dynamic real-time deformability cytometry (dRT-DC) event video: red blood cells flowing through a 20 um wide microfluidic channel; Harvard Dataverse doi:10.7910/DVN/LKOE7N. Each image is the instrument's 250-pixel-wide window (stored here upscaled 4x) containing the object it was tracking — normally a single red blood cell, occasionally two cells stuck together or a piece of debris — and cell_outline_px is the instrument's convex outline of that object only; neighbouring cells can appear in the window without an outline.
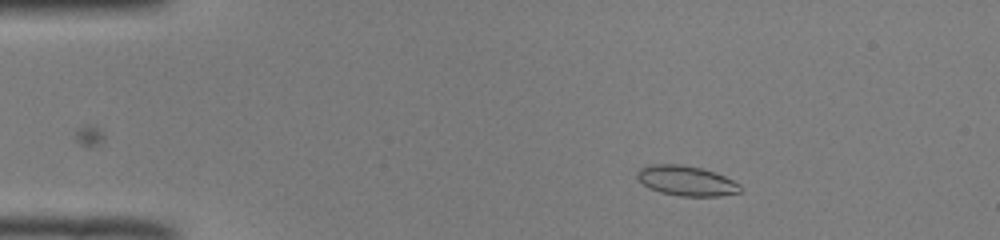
{"species": "common noctule bat (a hibernating species)", "species_latin": "Nyctalus noctula", "temperature_condition": "room temperature", "stored_images_in_passage": 52, "camera_frame_rate_fps": 3000, "um_per_image_px": 0.085, "animal": {"sex": "male", "body_mass_g": 19.0, "forearm_length_mm": 50.8}, "frame": {"image": 1, "passage_image": 8, "time_ms": 2.333, "image_size_px": [1000, 240], "cell_outline_px": [[740, 192], [720, 196], [680, 196], [660, 192], [648, 188], [636, 176], [636, 172], [640, 168], [648, 164], [680, 164], [700, 168], [716, 172], [740, 184]], "centroid_in_image_um": [58.31, 15.36], "position_along_channel_um": 26.7, "area_um2": 18.03}}
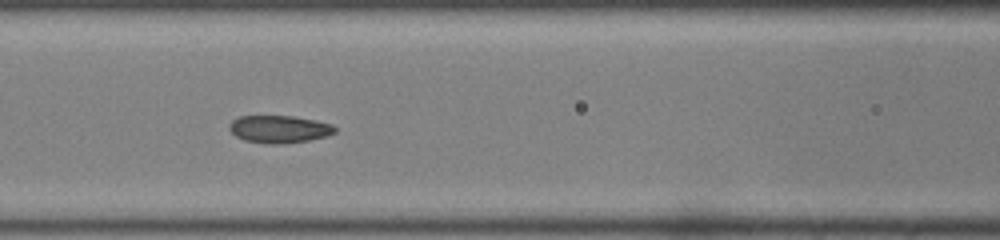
{"frame": {"image": 2, "passage_image": 22, "time_ms": 7.0, "image_size_px": [1000, 240], "cell_outline_px": [[336, 132], [328, 136], [308, 140], [276, 144], [268, 144], [244, 140], [236, 136], [228, 128], [228, 124], [232, 120], [240, 116], [292, 116], [316, 120], [332, 124], [336, 128]], "centroid_in_image_um": [23.73, 10.97], "position_along_channel_um": 142.9, "area_um2": 16.94}}
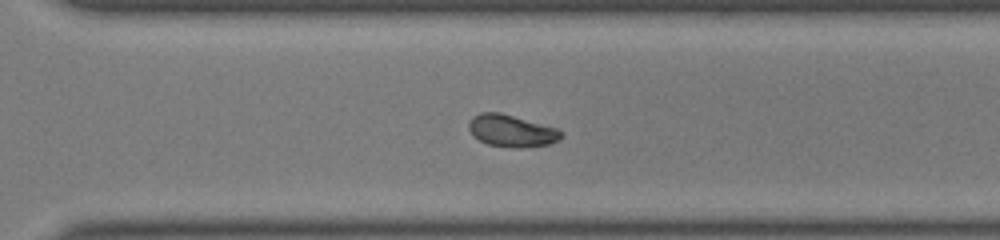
{"frame": {"image": 3, "passage_image": 36, "time_ms": 11.667, "image_size_px": [1000, 240], "cell_outline_px": [[564, 136], [560, 140], [548, 144], [512, 148], [488, 144], [472, 136], [468, 128], [468, 120], [472, 116], [480, 112], [500, 112], [556, 128], [564, 132]], "centroid_in_image_um": [43.45, 11.11], "position_along_channel_um": 327.1, "area_um2": 17.34}}